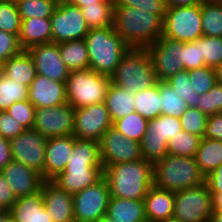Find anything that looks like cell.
I'll use <instances>...</instances> for the list:
<instances>
[{"mask_svg": "<svg viewBox=\"0 0 222 222\" xmlns=\"http://www.w3.org/2000/svg\"><path fill=\"white\" fill-rule=\"evenodd\" d=\"M200 52L205 66L215 68L222 63V38L202 36L200 37Z\"/></svg>", "mask_w": 222, "mask_h": 222, "instance_id": "42", "label": "cell"}, {"mask_svg": "<svg viewBox=\"0 0 222 222\" xmlns=\"http://www.w3.org/2000/svg\"><path fill=\"white\" fill-rule=\"evenodd\" d=\"M202 0H164L166 8L193 6L201 4Z\"/></svg>", "mask_w": 222, "mask_h": 222, "instance_id": "54", "label": "cell"}, {"mask_svg": "<svg viewBox=\"0 0 222 222\" xmlns=\"http://www.w3.org/2000/svg\"><path fill=\"white\" fill-rule=\"evenodd\" d=\"M9 217V212L0 211V222H5Z\"/></svg>", "mask_w": 222, "mask_h": 222, "instance_id": "60", "label": "cell"}, {"mask_svg": "<svg viewBox=\"0 0 222 222\" xmlns=\"http://www.w3.org/2000/svg\"><path fill=\"white\" fill-rule=\"evenodd\" d=\"M22 50L16 35L0 30V60L2 62L19 54Z\"/></svg>", "mask_w": 222, "mask_h": 222, "instance_id": "48", "label": "cell"}, {"mask_svg": "<svg viewBox=\"0 0 222 222\" xmlns=\"http://www.w3.org/2000/svg\"><path fill=\"white\" fill-rule=\"evenodd\" d=\"M162 114L180 118L188 108L186 101L178 96L166 81H158Z\"/></svg>", "mask_w": 222, "mask_h": 222, "instance_id": "35", "label": "cell"}, {"mask_svg": "<svg viewBox=\"0 0 222 222\" xmlns=\"http://www.w3.org/2000/svg\"><path fill=\"white\" fill-rule=\"evenodd\" d=\"M71 3L81 9L87 5H95L96 3H114V0H72Z\"/></svg>", "mask_w": 222, "mask_h": 222, "instance_id": "56", "label": "cell"}, {"mask_svg": "<svg viewBox=\"0 0 222 222\" xmlns=\"http://www.w3.org/2000/svg\"><path fill=\"white\" fill-rule=\"evenodd\" d=\"M113 126L105 103L75 109L73 136L76 139L100 141L104 132Z\"/></svg>", "mask_w": 222, "mask_h": 222, "instance_id": "16", "label": "cell"}, {"mask_svg": "<svg viewBox=\"0 0 222 222\" xmlns=\"http://www.w3.org/2000/svg\"><path fill=\"white\" fill-rule=\"evenodd\" d=\"M85 43L89 55V68L107 76L115 72L122 56L129 50L113 26L89 29Z\"/></svg>", "mask_w": 222, "mask_h": 222, "instance_id": "4", "label": "cell"}, {"mask_svg": "<svg viewBox=\"0 0 222 222\" xmlns=\"http://www.w3.org/2000/svg\"><path fill=\"white\" fill-rule=\"evenodd\" d=\"M209 192H222V164L205 177Z\"/></svg>", "mask_w": 222, "mask_h": 222, "instance_id": "52", "label": "cell"}, {"mask_svg": "<svg viewBox=\"0 0 222 222\" xmlns=\"http://www.w3.org/2000/svg\"><path fill=\"white\" fill-rule=\"evenodd\" d=\"M166 82H168L180 98L186 101L188 107H198L200 95L192 89L189 72L187 70L178 72L167 79Z\"/></svg>", "mask_w": 222, "mask_h": 222, "instance_id": "38", "label": "cell"}, {"mask_svg": "<svg viewBox=\"0 0 222 222\" xmlns=\"http://www.w3.org/2000/svg\"><path fill=\"white\" fill-rule=\"evenodd\" d=\"M184 70H192L205 66L200 52V38L191 42H184Z\"/></svg>", "mask_w": 222, "mask_h": 222, "instance_id": "47", "label": "cell"}, {"mask_svg": "<svg viewBox=\"0 0 222 222\" xmlns=\"http://www.w3.org/2000/svg\"><path fill=\"white\" fill-rule=\"evenodd\" d=\"M103 169L108 165L132 162L142 158L140 143L124 137L114 126L108 128L99 141Z\"/></svg>", "mask_w": 222, "mask_h": 222, "instance_id": "14", "label": "cell"}, {"mask_svg": "<svg viewBox=\"0 0 222 222\" xmlns=\"http://www.w3.org/2000/svg\"><path fill=\"white\" fill-rule=\"evenodd\" d=\"M28 100V87L0 75V111H6L14 102Z\"/></svg>", "mask_w": 222, "mask_h": 222, "instance_id": "33", "label": "cell"}, {"mask_svg": "<svg viewBox=\"0 0 222 222\" xmlns=\"http://www.w3.org/2000/svg\"><path fill=\"white\" fill-rule=\"evenodd\" d=\"M133 101L136 112L149 121L162 114L158 82L149 89L135 92Z\"/></svg>", "mask_w": 222, "mask_h": 222, "instance_id": "31", "label": "cell"}, {"mask_svg": "<svg viewBox=\"0 0 222 222\" xmlns=\"http://www.w3.org/2000/svg\"><path fill=\"white\" fill-rule=\"evenodd\" d=\"M111 194L103 177L99 182L73 195L75 222H96L106 215Z\"/></svg>", "mask_w": 222, "mask_h": 222, "instance_id": "11", "label": "cell"}, {"mask_svg": "<svg viewBox=\"0 0 222 222\" xmlns=\"http://www.w3.org/2000/svg\"><path fill=\"white\" fill-rule=\"evenodd\" d=\"M106 215L117 222H148L144 200L110 197Z\"/></svg>", "mask_w": 222, "mask_h": 222, "instance_id": "26", "label": "cell"}, {"mask_svg": "<svg viewBox=\"0 0 222 222\" xmlns=\"http://www.w3.org/2000/svg\"><path fill=\"white\" fill-rule=\"evenodd\" d=\"M16 200L9 183L0 172V211L8 212Z\"/></svg>", "mask_w": 222, "mask_h": 222, "instance_id": "50", "label": "cell"}, {"mask_svg": "<svg viewBox=\"0 0 222 222\" xmlns=\"http://www.w3.org/2000/svg\"><path fill=\"white\" fill-rule=\"evenodd\" d=\"M28 101L37 109L67 102L66 83L37 74L28 87Z\"/></svg>", "mask_w": 222, "mask_h": 222, "instance_id": "20", "label": "cell"}, {"mask_svg": "<svg viewBox=\"0 0 222 222\" xmlns=\"http://www.w3.org/2000/svg\"><path fill=\"white\" fill-rule=\"evenodd\" d=\"M113 28L129 48L147 49L163 34V18L149 11L114 6Z\"/></svg>", "mask_w": 222, "mask_h": 222, "instance_id": "2", "label": "cell"}, {"mask_svg": "<svg viewBox=\"0 0 222 222\" xmlns=\"http://www.w3.org/2000/svg\"><path fill=\"white\" fill-rule=\"evenodd\" d=\"M3 62L0 60V75L2 74Z\"/></svg>", "mask_w": 222, "mask_h": 222, "instance_id": "64", "label": "cell"}, {"mask_svg": "<svg viewBox=\"0 0 222 222\" xmlns=\"http://www.w3.org/2000/svg\"><path fill=\"white\" fill-rule=\"evenodd\" d=\"M211 193L206 183L174 192L173 218L181 222H209Z\"/></svg>", "mask_w": 222, "mask_h": 222, "instance_id": "10", "label": "cell"}, {"mask_svg": "<svg viewBox=\"0 0 222 222\" xmlns=\"http://www.w3.org/2000/svg\"><path fill=\"white\" fill-rule=\"evenodd\" d=\"M5 222H14L10 217Z\"/></svg>", "mask_w": 222, "mask_h": 222, "instance_id": "66", "label": "cell"}, {"mask_svg": "<svg viewBox=\"0 0 222 222\" xmlns=\"http://www.w3.org/2000/svg\"><path fill=\"white\" fill-rule=\"evenodd\" d=\"M16 198L35 194L45 181L36 170L12 160L1 171Z\"/></svg>", "mask_w": 222, "mask_h": 222, "instance_id": "19", "label": "cell"}, {"mask_svg": "<svg viewBox=\"0 0 222 222\" xmlns=\"http://www.w3.org/2000/svg\"><path fill=\"white\" fill-rule=\"evenodd\" d=\"M195 160L200 171L206 177L222 164V141L202 138Z\"/></svg>", "mask_w": 222, "mask_h": 222, "instance_id": "29", "label": "cell"}, {"mask_svg": "<svg viewBox=\"0 0 222 222\" xmlns=\"http://www.w3.org/2000/svg\"><path fill=\"white\" fill-rule=\"evenodd\" d=\"M202 1L222 2V0H202Z\"/></svg>", "mask_w": 222, "mask_h": 222, "instance_id": "65", "label": "cell"}, {"mask_svg": "<svg viewBox=\"0 0 222 222\" xmlns=\"http://www.w3.org/2000/svg\"><path fill=\"white\" fill-rule=\"evenodd\" d=\"M24 130L25 128L21 123L13 118L7 111H0V136L10 140Z\"/></svg>", "mask_w": 222, "mask_h": 222, "instance_id": "49", "label": "cell"}, {"mask_svg": "<svg viewBox=\"0 0 222 222\" xmlns=\"http://www.w3.org/2000/svg\"><path fill=\"white\" fill-rule=\"evenodd\" d=\"M75 109L69 103L37 108L33 129L47 139L73 134Z\"/></svg>", "mask_w": 222, "mask_h": 222, "instance_id": "15", "label": "cell"}, {"mask_svg": "<svg viewBox=\"0 0 222 222\" xmlns=\"http://www.w3.org/2000/svg\"><path fill=\"white\" fill-rule=\"evenodd\" d=\"M11 2H13L16 6H18L19 4L27 1V0H10Z\"/></svg>", "mask_w": 222, "mask_h": 222, "instance_id": "61", "label": "cell"}, {"mask_svg": "<svg viewBox=\"0 0 222 222\" xmlns=\"http://www.w3.org/2000/svg\"><path fill=\"white\" fill-rule=\"evenodd\" d=\"M201 137L181 130L168 143V153L173 156L195 157Z\"/></svg>", "mask_w": 222, "mask_h": 222, "instance_id": "37", "label": "cell"}, {"mask_svg": "<svg viewBox=\"0 0 222 222\" xmlns=\"http://www.w3.org/2000/svg\"><path fill=\"white\" fill-rule=\"evenodd\" d=\"M58 3L56 0H27L18 5L21 19L50 18Z\"/></svg>", "mask_w": 222, "mask_h": 222, "instance_id": "39", "label": "cell"}, {"mask_svg": "<svg viewBox=\"0 0 222 222\" xmlns=\"http://www.w3.org/2000/svg\"><path fill=\"white\" fill-rule=\"evenodd\" d=\"M110 80L112 84L133 92L146 90L157 84L148 50L129 48L110 76Z\"/></svg>", "mask_w": 222, "mask_h": 222, "instance_id": "6", "label": "cell"}, {"mask_svg": "<svg viewBox=\"0 0 222 222\" xmlns=\"http://www.w3.org/2000/svg\"><path fill=\"white\" fill-rule=\"evenodd\" d=\"M47 138L35 129H25L9 140L12 159L39 172L43 177Z\"/></svg>", "mask_w": 222, "mask_h": 222, "instance_id": "17", "label": "cell"}, {"mask_svg": "<svg viewBox=\"0 0 222 222\" xmlns=\"http://www.w3.org/2000/svg\"><path fill=\"white\" fill-rule=\"evenodd\" d=\"M114 6L142 9L151 14L159 15L163 19L167 9L164 0H114Z\"/></svg>", "mask_w": 222, "mask_h": 222, "instance_id": "46", "label": "cell"}, {"mask_svg": "<svg viewBox=\"0 0 222 222\" xmlns=\"http://www.w3.org/2000/svg\"><path fill=\"white\" fill-rule=\"evenodd\" d=\"M188 72L192 84V89L198 95H202L208 92L217 82L215 70L208 66L192 69Z\"/></svg>", "mask_w": 222, "mask_h": 222, "instance_id": "43", "label": "cell"}, {"mask_svg": "<svg viewBox=\"0 0 222 222\" xmlns=\"http://www.w3.org/2000/svg\"><path fill=\"white\" fill-rule=\"evenodd\" d=\"M209 222H222V211H212Z\"/></svg>", "mask_w": 222, "mask_h": 222, "instance_id": "57", "label": "cell"}, {"mask_svg": "<svg viewBox=\"0 0 222 222\" xmlns=\"http://www.w3.org/2000/svg\"><path fill=\"white\" fill-rule=\"evenodd\" d=\"M182 130L180 118L161 114L148 123L140 149L142 158L154 164L168 153L169 141Z\"/></svg>", "mask_w": 222, "mask_h": 222, "instance_id": "8", "label": "cell"}, {"mask_svg": "<svg viewBox=\"0 0 222 222\" xmlns=\"http://www.w3.org/2000/svg\"><path fill=\"white\" fill-rule=\"evenodd\" d=\"M2 73L27 87L37 75L34 61L27 50H22L19 54L4 61Z\"/></svg>", "mask_w": 222, "mask_h": 222, "instance_id": "27", "label": "cell"}, {"mask_svg": "<svg viewBox=\"0 0 222 222\" xmlns=\"http://www.w3.org/2000/svg\"><path fill=\"white\" fill-rule=\"evenodd\" d=\"M134 96L135 92L110 83L104 103L109 111L112 122L136 112L133 101Z\"/></svg>", "mask_w": 222, "mask_h": 222, "instance_id": "28", "label": "cell"}, {"mask_svg": "<svg viewBox=\"0 0 222 222\" xmlns=\"http://www.w3.org/2000/svg\"><path fill=\"white\" fill-rule=\"evenodd\" d=\"M149 120L138 112L128 114L113 122V126L124 136L140 143L147 131Z\"/></svg>", "mask_w": 222, "mask_h": 222, "instance_id": "34", "label": "cell"}, {"mask_svg": "<svg viewBox=\"0 0 222 222\" xmlns=\"http://www.w3.org/2000/svg\"><path fill=\"white\" fill-rule=\"evenodd\" d=\"M159 222H181L175 218H171V219H166V220H162V221H159Z\"/></svg>", "mask_w": 222, "mask_h": 222, "instance_id": "62", "label": "cell"}, {"mask_svg": "<svg viewBox=\"0 0 222 222\" xmlns=\"http://www.w3.org/2000/svg\"><path fill=\"white\" fill-rule=\"evenodd\" d=\"M215 73H216V81L218 83H222V63L218 64L215 68Z\"/></svg>", "mask_w": 222, "mask_h": 222, "instance_id": "58", "label": "cell"}, {"mask_svg": "<svg viewBox=\"0 0 222 222\" xmlns=\"http://www.w3.org/2000/svg\"><path fill=\"white\" fill-rule=\"evenodd\" d=\"M41 192L44 206L53 222H75L72 194L52 181H44Z\"/></svg>", "mask_w": 222, "mask_h": 222, "instance_id": "21", "label": "cell"}, {"mask_svg": "<svg viewBox=\"0 0 222 222\" xmlns=\"http://www.w3.org/2000/svg\"><path fill=\"white\" fill-rule=\"evenodd\" d=\"M96 222H117V221L113 220L108 215H104L100 219H98Z\"/></svg>", "mask_w": 222, "mask_h": 222, "instance_id": "59", "label": "cell"}, {"mask_svg": "<svg viewBox=\"0 0 222 222\" xmlns=\"http://www.w3.org/2000/svg\"><path fill=\"white\" fill-rule=\"evenodd\" d=\"M162 36L180 42H191L202 37L201 4L167 8Z\"/></svg>", "mask_w": 222, "mask_h": 222, "instance_id": "9", "label": "cell"}, {"mask_svg": "<svg viewBox=\"0 0 222 222\" xmlns=\"http://www.w3.org/2000/svg\"><path fill=\"white\" fill-rule=\"evenodd\" d=\"M58 4H62V3H71L72 0H56Z\"/></svg>", "mask_w": 222, "mask_h": 222, "instance_id": "63", "label": "cell"}, {"mask_svg": "<svg viewBox=\"0 0 222 222\" xmlns=\"http://www.w3.org/2000/svg\"><path fill=\"white\" fill-rule=\"evenodd\" d=\"M203 36L222 38V2H201Z\"/></svg>", "mask_w": 222, "mask_h": 222, "instance_id": "32", "label": "cell"}, {"mask_svg": "<svg viewBox=\"0 0 222 222\" xmlns=\"http://www.w3.org/2000/svg\"><path fill=\"white\" fill-rule=\"evenodd\" d=\"M103 177L99 142L76 139L73 136V152L65 170L51 181L60 189L74 195L84 188L95 185Z\"/></svg>", "mask_w": 222, "mask_h": 222, "instance_id": "1", "label": "cell"}, {"mask_svg": "<svg viewBox=\"0 0 222 222\" xmlns=\"http://www.w3.org/2000/svg\"><path fill=\"white\" fill-rule=\"evenodd\" d=\"M203 138L222 141V112L208 116L206 132Z\"/></svg>", "mask_w": 222, "mask_h": 222, "instance_id": "51", "label": "cell"}, {"mask_svg": "<svg viewBox=\"0 0 222 222\" xmlns=\"http://www.w3.org/2000/svg\"><path fill=\"white\" fill-rule=\"evenodd\" d=\"M110 83V76L91 68L70 71L66 81L67 102L74 109L103 103Z\"/></svg>", "mask_w": 222, "mask_h": 222, "instance_id": "7", "label": "cell"}, {"mask_svg": "<svg viewBox=\"0 0 222 222\" xmlns=\"http://www.w3.org/2000/svg\"><path fill=\"white\" fill-rule=\"evenodd\" d=\"M73 152V135L50 138L46 141L43 179L51 181L65 170Z\"/></svg>", "mask_w": 222, "mask_h": 222, "instance_id": "22", "label": "cell"}, {"mask_svg": "<svg viewBox=\"0 0 222 222\" xmlns=\"http://www.w3.org/2000/svg\"><path fill=\"white\" fill-rule=\"evenodd\" d=\"M27 51L34 61L37 74L66 83L70 70L60 57L57 43L34 45Z\"/></svg>", "mask_w": 222, "mask_h": 222, "instance_id": "18", "label": "cell"}, {"mask_svg": "<svg viewBox=\"0 0 222 222\" xmlns=\"http://www.w3.org/2000/svg\"><path fill=\"white\" fill-rule=\"evenodd\" d=\"M8 212L14 222H53L44 206L41 190L17 198Z\"/></svg>", "mask_w": 222, "mask_h": 222, "instance_id": "23", "label": "cell"}, {"mask_svg": "<svg viewBox=\"0 0 222 222\" xmlns=\"http://www.w3.org/2000/svg\"><path fill=\"white\" fill-rule=\"evenodd\" d=\"M147 50L158 81L184 70V42L161 36Z\"/></svg>", "mask_w": 222, "mask_h": 222, "instance_id": "13", "label": "cell"}, {"mask_svg": "<svg viewBox=\"0 0 222 222\" xmlns=\"http://www.w3.org/2000/svg\"><path fill=\"white\" fill-rule=\"evenodd\" d=\"M111 197L144 200L153 185V164L141 158L104 168Z\"/></svg>", "mask_w": 222, "mask_h": 222, "instance_id": "3", "label": "cell"}, {"mask_svg": "<svg viewBox=\"0 0 222 222\" xmlns=\"http://www.w3.org/2000/svg\"><path fill=\"white\" fill-rule=\"evenodd\" d=\"M207 120L208 115L203 113L200 109L192 107L185 109L180 117L182 130L201 138L205 135Z\"/></svg>", "mask_w": 222, "mask_h": 222, "instance_id": "41", "label": "cell"}, {"mask_svg": "<svg viewBox=\"0 0 222 222\" xmlns=\"http://www.w3.org/2000/svg\"><path fill=\"white\" fill-rule=\"evenodd\" d=\"M205 182L195 157L167 154L153 164V185L168 191L196 187Z\"/></svg>", "mask_w": 222, "mask_h": 222, "instance_id": "5", "label": "cell"}, {"mask_svg": "<svg viewBox=\"0 0 222 222\" xmlns=\"http://www.w3.org/2000/svg\"><path fill=\"white\" fill-rule=\"evenodd\" d=\"M198 109L206 115H214L222 112V83L215 85L206 93L200 95Z\"/></svg>", "mask_w": 222, "mask_h": 222, "instance_id": "44", "label": "cell"}, {"mask_svg": "<svg viewBox=\"0 0 222 222\" xmlns=\"http://www.w3.org/2000/svg\"><path fill=\"white\" fill-rule=\"evenodd\" d=\"M21 18L16 6L10 0H0V30L19 36Z\"/></svg>", "mask_w": 222, "mask_h": 222, "instance_id": "40", "label": "cell"}, {"mask_svg": "<svg viewBox=\"0 0 222 222\" xmlns=\"http://www.w3.org/2000/svg\"><path fill=\"white\" fill-rule=\"evenodd\" d=\"M6 111L25 129H33L36 108L28 100L14 102Z\"/></svg>", "mask_w": 222, "mask_h": 222, "instance_id": "45", "label": "cell"}, {"mask_svg": "<svg viewBox=\"0 0 222 222\" xmlns=\"http://www.w3.org/2000/svg\"><path fill=\"white\" fill-rule=\"evenodd\" d=\"M62 61L70 71L89 68V55L85 39L58 43Z\"/></svg>", "mask_w": 222, "mask_h": 222, "instance_id": "30", "label": "cell"}, {"mask_svg": "<svg viewBox=\"0 0 222 222\" xmlns=\"http://www.w3.org/2000/svg\"><path fill=\"white\" fill-rule=\"evenodd\" d=\"M145 215L148 222H159L173 218L174 192L158 188L154 185L144 198Z\"/></svg>", "mask_w": 222, "mask_h": 222, "instance_id": "24", "label": "cell"}, {"mask_svg": "<svg viewBox=\"0 0 222 222\" xmlns=\"http://www.w3.org/2000/svg\"><path fill=\"white\" fill-rule=\"evenodd\" d=\"M114 3H96L81 8L88 27L103 28L113 26Z\"/></svg>", "mask_w": 222, "mask_h": 222, "instance_id": "36", "label": "cell"}, {"mask_svg": "<svg viewBox=\"0 0 222 222\" xmlns=\"http://www.w3.org/2000/svg\"><path fill=\"white\" fill-rule=\"evenodd\" d=\"M18 39L23 50L38 44L52 43L50 18L33 17L21 19Z\"/></svg>", "mask_w": 222, "mask_h": 222, "instance_id": "25", "label": "cell"}, {"mask_svg": "<svg viewBox=\"0 0 222 222\" xmlns=\"http://www.w3.org/2000/svg\"><path fill=\"white\" fill-rule=\"evenodd\" d=\"M52 43L85 39L89 27L81 9L72 3L58 4L50 17Z\"/></svg>", "mask_w": 222, "mask_h": 222, "instance_id": "12", "label": "cell"}, {"mask_svg": "<svg viewBox=\"0 0 222 222\" xmlns=\"http://www.w3.org/2000/svg\"><path fill=\"white\" fill-rule=\"evenodd\" d=\"M212 211H222V192H210Z\"/></svg>", "mask_w": 222, "mask_h": 222, "instance_id": "55", "label": "cell"}, {"mask_svg": "<svg viewBox=\"0 0 222 222\" xmlns=\"http://www.w3.org/2000/svg\"><path fill=\"white\" fill-rule=\"evenodd\" d=\"M12 160L10 142L8 139L0 136V171Z\"/></svg>", "mask_w": 222, "mask_h": 222, "instance_id": "53", "label": "cell"}]
</instances>
